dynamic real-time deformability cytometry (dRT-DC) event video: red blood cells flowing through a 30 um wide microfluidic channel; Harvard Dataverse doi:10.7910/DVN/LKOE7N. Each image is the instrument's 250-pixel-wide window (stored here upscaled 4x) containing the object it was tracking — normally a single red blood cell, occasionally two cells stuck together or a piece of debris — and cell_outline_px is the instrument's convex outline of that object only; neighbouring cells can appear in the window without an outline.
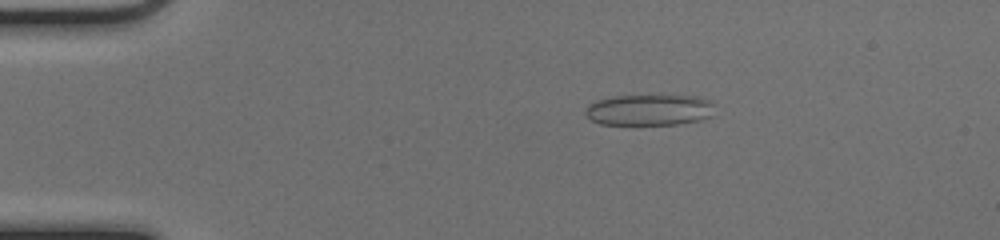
{"species": "common noctule bat (a hibernating species)", "species_latin": "Nyctalus noctula", "temperature_condition": "cold", "stored_images_in_passage": 51, "camera_frame_rate_fps": 3000, "um_per_image_px": 0.085, "animal": {"sex": "female", "body_mass_g": 17.0, "forearm_length_mm": 48.0}, "frame": {"image": 1, "passage_image": 10, "time_ms": 3.0, "image_size_px": [1000, 240], "cell_outline_px": [[712, 116], [700, 120], [676, 124], [600, 124], [592, 120], [584, 112], [588, 104], [596, 100], [616, 96], [696, 96], [708, 100], [712, 104]], "centroid_in_image_um": [55.16, 9.34], "position_along_channel_um": 29.8, "area_um2": 23.12}}
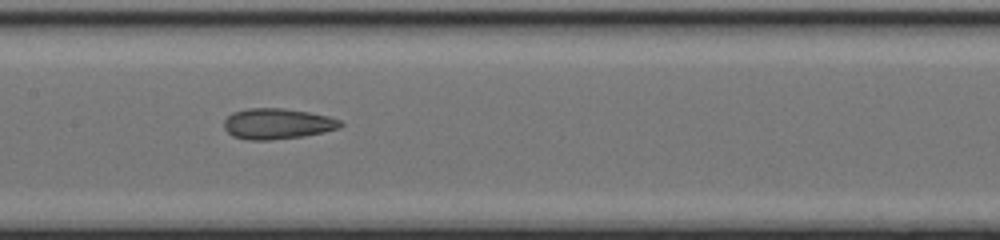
{"frame": {"image": 2, "passage_image": 26, "time_ms": 8.333, "image_size_px": [1000, 240], "cell_outline_px": [[344, 124], [340, 128], [324, 132], [304, 136], [268, 140], [248, 140], [232, 136], [224, 128], [224, 120], [232, 112], [248, 108], [284, 108], [308, 112], [328, 116], [340, 120]], "centroid_in_image_um": [23.57, 10.52], "position_along_channel_um": 183.8, "area_um2": 20.92}}
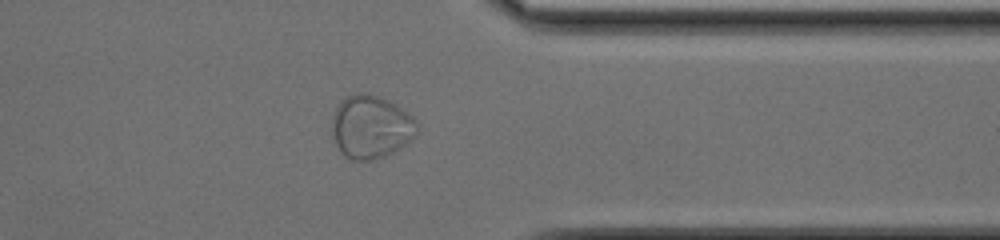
{"frame": {"image": 3, "passage_image": 41, "time_ms": 13.333, "image_size_px": [1000, 240], "cell_outline_px": [[420, 132], [416, 136], [400, 148], [384, 156], [372, 160], [352, 160], [344, 156], [340, 152], [332, 136], [332, 116], [340, 100], [344, 96], [356, 92], [368, 92], [380, 96], [396, 104], [408, 112], [420, 124]], "centroid_in_image_um": [31.54, 10.76], "position_along_channel_um": 379.9, "area_um2": 32.08}}